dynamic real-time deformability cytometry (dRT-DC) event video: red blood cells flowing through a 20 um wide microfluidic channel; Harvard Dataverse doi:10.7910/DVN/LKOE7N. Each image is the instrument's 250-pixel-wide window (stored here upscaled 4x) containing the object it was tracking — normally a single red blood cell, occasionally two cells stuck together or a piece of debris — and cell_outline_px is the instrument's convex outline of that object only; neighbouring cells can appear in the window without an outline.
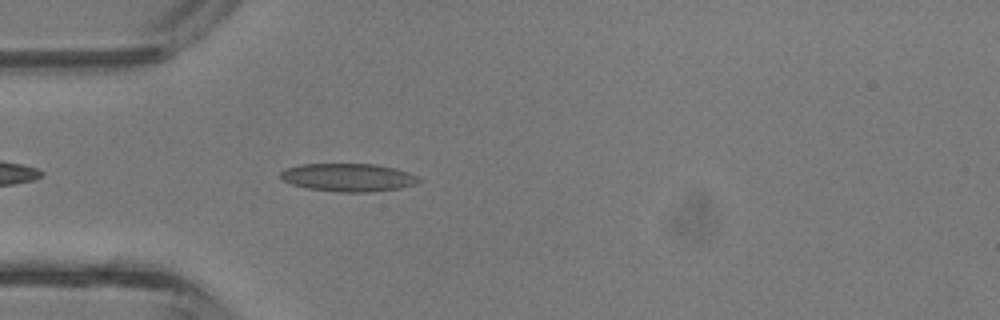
{"species": "common noctule bat (a hibernating species)", "species_latin": "Nyctalus noctula", "temperature_condition": "room temperature", "stored_images_in_passage": 28, "camera_frame_rate_fps": 3000, "um_per_image_px": 0.085, "animal": {"sex": "male", "body_mass_g": 13.3}, "frame": {"image": 1, "passage_image": 3, "time_ms": 0.667, "image_size_px": [1000, 320], "cell_outline_px": [[420, 180], [416, 184], [400, 188], [368, 192], [340, 192], [308, 188], [292, 184], [280, 180], [280, 172], [284, 168], [300, 164], [376, 164], [396, 168], [408, 172], [416, 176]], "centroid_in_image_um": [29.56, 15.07], "position_along_channel_um": 55.4, "area_um2": 22.66}}
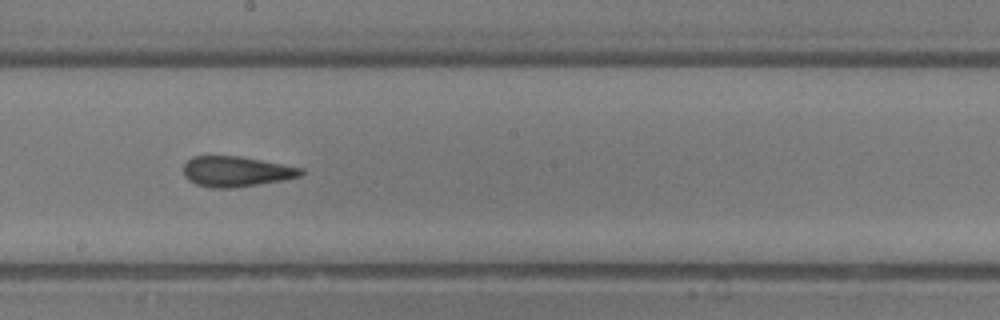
{"frame": {"image": 2, "passage_image": 14, "time_ms": 4.333, "image_size_px": [1000, 320], "cell_outline_px": [[304, 172], [300, 176], [280, 180], [232, 188], [212, 188], [196, 184], [188, 180], [184, 176], [184, 164], [192, 156], [240, 156], [304, 168]], "centroid_in_image_um": [20.05, 14.57], "position_along_channel_um": 228.2, "area_um2": 20.63}}
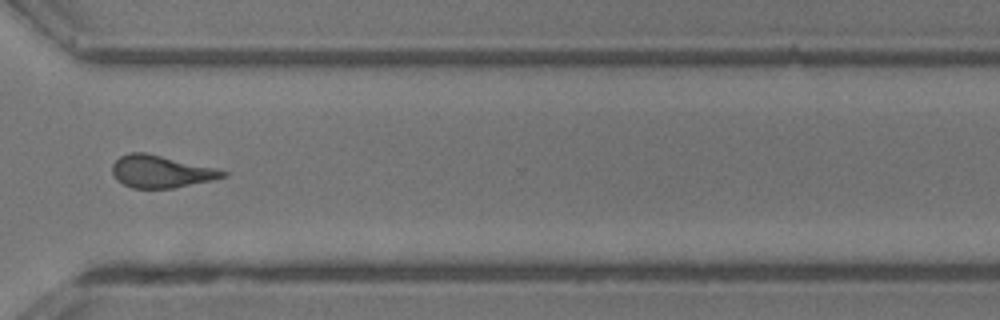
{"frame": {"image": 3, "passage_image": 22, "time_ms": 7.0, "image_size_px": [1000, 320], "cell_outline_px": [[228, 176], [212, 180], [172, 188], [132, 188], [116, 180], [112, 172], [112, 164], [120, 156], [128, 152], [144, 152], [216, 168], [228, 172]], "centroid_in_image_um": [13.66, 14.58], "position_along_channel_um": 356.9, "area_um2": 20.75}, "authors_computed_cell_mechanics": {"area_um2": 20.7791, "velocity_mm_per_s": 4.8404, "shape_relaxation_time_tau1_ms": null, "shape_relaxation_time_tau2_ms": 0.6782, "deformation_change_tau1": null, "deformation_change_tau2": 0.0917}}